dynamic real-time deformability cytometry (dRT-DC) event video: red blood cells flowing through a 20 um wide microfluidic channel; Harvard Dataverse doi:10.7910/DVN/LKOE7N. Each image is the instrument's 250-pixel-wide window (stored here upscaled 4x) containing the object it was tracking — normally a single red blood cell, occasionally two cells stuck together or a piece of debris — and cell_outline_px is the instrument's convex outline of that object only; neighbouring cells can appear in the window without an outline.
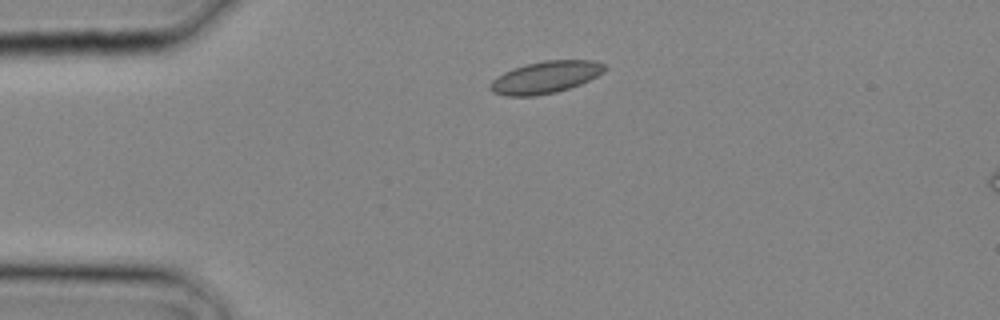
{"species": "common noctule bat (a hibernating species)", "species_latin": "Nyctalus noctula", "temperature_condition": "cold", "stored_images_in_passage": 2, "camera_frame_rate_fps": 3000, "um_per_image_px": 0.085, "animal": {"sex": "male", "body_mass_g": 20.4}, "frame": {"image": 1, "passage_image": 2, "time_ms": 0.333, "image_size_px": [1000, 320], "cell_outline_px": [[608, 68], [604, 72], [580, 84], [556, 92], [536, 96], [504, 96], [492, 92], [488, 88], [488, 84], [492, 80], [504, 72], [528, 64], [544, 60], [596, 60], [604, 64]], "centroid_in_image_um": [46.36, 6.57], "position_along_channel_um": 38.6, "area_um2": 21.39}}